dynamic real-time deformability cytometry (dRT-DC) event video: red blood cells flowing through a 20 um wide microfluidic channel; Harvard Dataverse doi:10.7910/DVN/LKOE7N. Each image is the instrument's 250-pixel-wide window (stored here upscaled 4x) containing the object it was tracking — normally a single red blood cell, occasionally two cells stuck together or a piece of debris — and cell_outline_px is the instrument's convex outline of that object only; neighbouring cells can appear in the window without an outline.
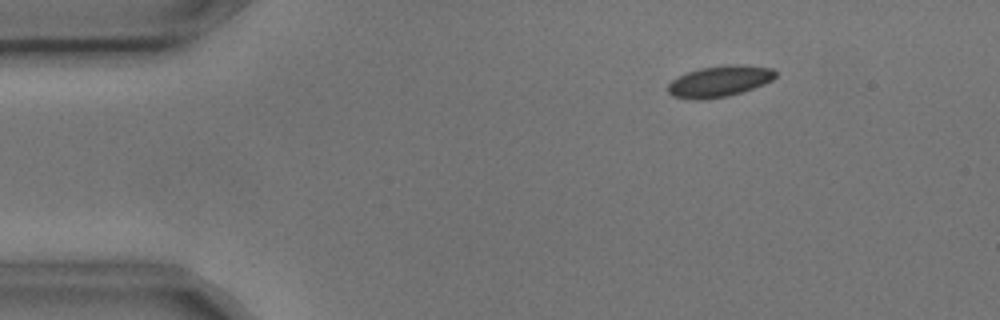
{"species": "common noctule bat (a hibernating species)", "species_latin": "Nyctalus noctula", "temperature_condition": "cold", "stored_images_in_passage": 4, "camera_frame_rate_fps": 3000, "um_per_image_px": 0.085, "animal": {"sex": "male", "body_mass_g": 17.9, "forearm_length_mm": 54.2}, "frame": {"image": 1, "passage_image": 2, "time_ms": 0.333, "image_size_px": [1000, 320], "cell_outline_px": [[776, 76], [772, 80], [764, 84], [728, 96], [700, 100], [696, 100], [672, 96], [668, 92], [668, 84], [672, 80], [688, 72], [700, 68], [724, 64], [740, 64], [772, 68], [776, 72]], "centroid_in_image_um": [61.16, 6.9], "position_along_channel_um": 23.8, "area_um2": 19.48}}